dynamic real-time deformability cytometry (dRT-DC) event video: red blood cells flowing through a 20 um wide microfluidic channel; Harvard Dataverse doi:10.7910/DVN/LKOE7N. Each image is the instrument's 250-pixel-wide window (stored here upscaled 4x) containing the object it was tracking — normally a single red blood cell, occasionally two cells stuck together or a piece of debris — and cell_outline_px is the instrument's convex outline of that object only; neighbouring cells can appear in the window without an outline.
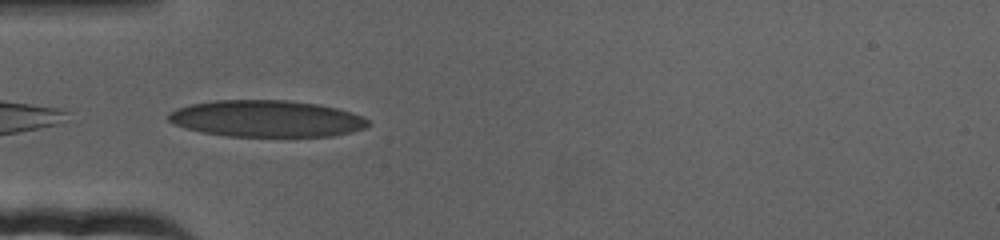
{"species": "human", "species_latin": "Homo sapiens", "temperature_condition": "cold", "stored_images_in_passage": 53, "camera_frame_rate_fps": 3000, "um_per_image_px": 0.085, "donor": {"sex": "female"}, "frame": {"image": 1, "passage_image": 2, "time_ms": 0.333, "image_size_px": [1000, 240], "cell_outline_px": [[372, 124], [364, 128], [352, 132], [332, 136], [228, 136], [200, 132], [184, 128], [168, 120], [168, 112], [176, 108], [192, 104], [216, 100], [288, 100], [316, 104], [336, 108], [352, 112], [364, 116]], "centroid_in_image_um": [22.66, 10.08], "position_along_channel_um": 62.3, "area_um2": 42.77}}
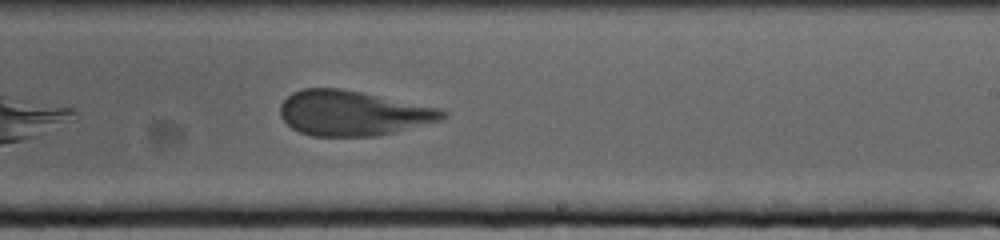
{"frame": {"image": 2, "passage_image": 24, "time_ms": 7.667, "image_size_px": [1000, 240], "cell_outline_px": [[448, 116], [440, 120], [396, 132], [376, 136], [312, 136], [300, 132], [292, 128], [280, 116], [280, 104], [292, 92], [304, 88], [340, 88], [440, 108], [448, 112]], "centroid_in_image_um": [29.99, 9.62], "position_along_channel_um": 259.0, "area_um2": 42.48}}
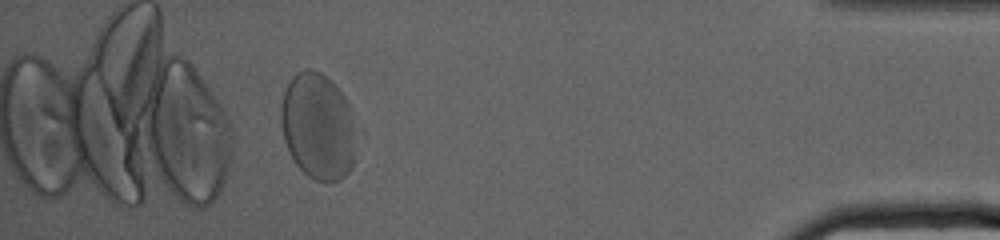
{"frame": {"image": 3, "passage_image": 46, "time_ms": 15.0, "image_size_px": [1000, 240], "cell_outline_px": [[364, 136], [352, 168], [340, 180], [328, 184], [324, 184], [308, 176], [296, 164], [284, 140], [280, 124], [280, 108], [284, 92], [292, 76], [296, 72], [304, 68], [308, 68], [320, 72], [344, 96], [364, 132]], "centroid_in_image_um": [27.15, 10.8], "position_along_channel_um": 408.0, "area_um2": 48.9}}